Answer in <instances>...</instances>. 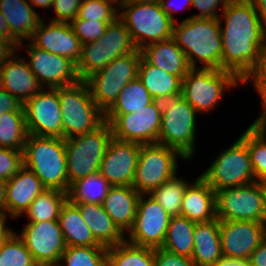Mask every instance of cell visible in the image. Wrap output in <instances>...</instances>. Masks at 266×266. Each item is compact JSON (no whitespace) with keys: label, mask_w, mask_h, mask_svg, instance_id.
Listing matches in <instances>:
<instances>
[{"label":"cell","mask_w":266,"mask_h":266,"mask_svg":"<svg viewBox=\"0 0 266 266\" xmlns=\"http://www.w3.org/2000/svg\"><path fill=\"white\" fill-rule=\"evenodd\" d=\"M221 70L241 81L253 70L266 48V28L251 0H231L223 9Z\"/></svg>","instance_id":"6da1fadb"},{"label":"cell","mask_w":266,"mask_h":266,"mask_svg":"<svg viewBox=\"0 0 266 266\" xmlns=\"http://www.w3.org/2000/svg\"><path fill=\"white\" fill-rule=\"evenodd\" d=\"M172 38L186 54L191 68H214L221 70L222 38L220 21L215 18H186L173 24Z\"/></svg>","instance_id":"7a4b0ae2"},{"label":"cell","mask_w":266,"mask_h":266,"mask_svg":"<svg viewBox=\"0 0 266 266\" xmlns=\"http://www.w3.org/2000/svg\"><path fill=\"white\" fill-rule=\"evenodd\" d=\"M162 115L158 144L177 150L187 161L195 153L196 110L181 93L153 98Z\"/></svg>","instance_id":"3957f363"},{"label":"cell","mask_w":266,"mask_h":266,"mask_svg":"<svg viewBox=\"0 0 266 266\" xmlns=\"http://www.w3.org/2000/svg\"><path fill=\"white\" fill-rule=\"evenodd\" d=\"M23 162L46 189L68 193L70 185L64 138L28 134L23 150Z\"/></svg>","instance_id":"277c9868"},{"label":"cell","mask_w":266,"mask_h":266,"mask_svg":"<svg viewBox=\"0 0 266 266\" xmlns=\"http://www.w3.org/2000/svg\"><path fill=\"white\" fill-rule=\"evenodd\" d=\"M58 97L64 139L95 130L105 121L104 112L94 102L86 81L58 87Z\"/></svg>","instance_id":"5b68a950"},{"label":"cell","mask_w":266,"mask_h":266,"mask_svg":"<svg viewBox=\"0 0 266 266\" xmlns=\"http://www.w3.org/2000/svg\"><path fill=\"white\" fill-rule=\"evenodd\" d=\"M112 138L111 125L104 121L95 130L65 139L69 185L99 172L101 161Z\"/></svg>","instance_id":"8992f818"},{"label":"cell","mask_w":266,"mask_h":266,"mask_svg":"<svg viewBox=\"0 0 266 266\" xmlns=\"http://www.w3.org/2000/svg\"><path fill=\"white\" fill-rule=\"evenodd\" d=\"M137 49L125 24L117 18L108 24L101 38L82 45V56L77 64L78 76L85 81L115 58Z\"/></svg>","instance_id":"52a82bcc"},{"label":"cell","mask_w":266,"mask_h":266,"mask_svg":"<svg viewBox=\"0 0 266 266\" xmlns=\"http://www.w3.org/2000/svg\"><path fill=\"white\" fill-rule=\"evenodd\" d=\"M118 6L124 9L118 18L125 24L138 49L152 42L172 38L174 22L162 11L160 3L119 2Z\"/></svg>","instance_id":"ba28073f"},{"label":"cell","mask_w":266,"mask_h":266,"mask_svg":"<svg viewBox=\"0 0 266 266\" xmlns=\"http://www.w3.org/2000/svg\"><path fill=\"white\" fill-rule=\"evenodd\" d=\"M141 57L140 49L117 57L85 80L94 102L104 113L115 103L122 89L138 77Z\"/></svg>","instance_id":"9c48e42d"},{"label":"cell","mask_w":266,"mask_h":266,"mask_svg":"<svg viewBox=\"0 0 266 266\" xmlns=\"http://www.w3.org/2000/svg\"><path fill=\"white\" fill-rule=\"evenodd\" d=\"M242 81L232 72L214 68H191L182 79L184 99L196 110L204 112L218 104L226 90Z\"/></svg>","instance_id":"30bf717a"},{"label":"cell","mask_w":266,"mask_h":266,"mask_svg":"<svg viewBox=\"0 0 266 266\" xmlns=\"http://www.w3.org/2000/svg\"><path fill=\"white\" fill-rule=\"evenodd\" d=\"M201 177L214 191L256 182L247 143L239 137L223 150Z\"/></svg>","instance_id":"8fae6325"},{"label":"cell","mask_w":266,"mask_h":266,"mask_svg":"<svg viewBox=\"0 0 266 266\" xmlns=\"http://www.w3.org/2000/svg\"><path fill=\"white\" fill-rule=\"evenodd\" d=\"M186 160L177 150L161 144L141 145L132 187L148 195L177 173V158Z\"/></svg>","instance_id":"7c38bea8"},{"label":"cell","mask_w":266,"mask_h":266,"mask_svg":"<svg viewBox=\"0 0 266 266\" xmlns=\"http://www.w3.org/2000/svg\"><path fill=\"white\" fill-rule=\"evenodd\" d=\"M216 215L220 221H255L266 223L263 192L258 181L240 187L215 191Z\"/></svg>","instance_id":"4fadbf2b"},{"label":"cell","mask_w":266,"mask_h":266,"mask_svg":"<svg viewBox=\"0 0 266 266\" xmlns=\"http://www.w3.org/2000/svg\"><path fill=\"white\" fill-rule=\"evenodd\" d=\"M104 115L114 138L142 145L158 143L162 115L153 102L132 113Z\"/></svg>","instance_id":"5bb4252c"},{"label":"cell","mask_w":266,"mask_h":266,"mask_svg":"<svg viewBox=\"0 0 266 266\" xmlns=\"http://www.w3.org/2000/svg\"><path fill=\"white\" fill-rule=\"evenodd\" d=\"M28 134L63 138L58 88H42L24 104Z\"/></svg>","instance_id":"9a60e30c"},{"label":"cell","mask_w":266,"mask_h":266,"mask_svg":"<svg viewBox=\"0 0 266 266\" xmlns=\"http://www.w3.org/2000/svg\"><path fill=\"white\" fill-rule=\"evenodd\" d=\"M145 196L140 195L134 225L125 240L136 246L161 248L171 217L150 195L148 199Z\"/></svg>","instance_id":"2e32d148"},{"label":"cell","mask_w":266,"mask_h":266,"mask_svg":"<svg viewBox=\"0 0 266 266\" xmlns=\"http://www.w3.org/2000/svg\"><path fill=\"white\" fill-rule=\"evenodd\" d=\"M38 266H57L66 244L58 221L29 222L18 234Z\"/></svg>","instance_id":"e0dca14e"},{"label":"cell","mask_w":266,"mask_h":266,"mask_svg":"<svg viewBox=\"0 0 266 266\" xmlns=\"http://www.w3.org/2000/svg\"><path fill=\"white\" fill-rule=\"evenodd\" d=\"M28 43L27 63L43 88L46 85V88L65 87L80 81L77 65L73 61Z\"/></svg>","instance_id":"ac0fdd59"},{"label":"cell","mask_w":266,"mask_h":266,"mask_svg":"<svg viewBox=\"0 0 266 266\" xmlns=\"http://www.w3.org/2000/svg\"><path fill=\"white\" fill-rule=\"evenodd\" d=\"M142 144L112 138L99 173L112 186H132Z\"/></svg>","instance_id":"d6986e66"},{"label":"cell","mask_w":266,"mask_h":266,"mask_svg":"<svg viewBox=\"0 0 266 266\" xmlns=\"http://www.w3.org/2000/svg\"><path fill=\"white\" fill-rule=\"evenodd\" d=\"M220 236L224 257L248 260L266 236V223L220 221Z\"/></svg>","instance_id":"ffe728a7"},{"label":"cell","mask_w":266,"mask_h":266,"mask_svg":"<svg viewBox=\"0 0 266 266\" xmlns=\"http://www.w3.org/2000/svg\"><path fill=\"white\" fill-rule=\"evenodd\" d=\"M30 40L34 46L66 57L76 65L82 56V43L67 22L49 21L47 25L41 19Z\"/></svg>","instance_id":"44dd1931"},{"label":"cell","mask_w":266,"mask_h":266,"mask_svg":"<svg viewBox=\"0 0 266 266\" xmlns=\"http://www.w3.org/2000/svg\"><path fill=\"white\" fill-rule=\"evenodd\" d=\"M46 188L40 179L23 166L13 177L7 180L5 193V211L12 218L21 217L36 197Z\"/></svg>","instance_id":"7402d4cb"},{"label":"cell","mask_w":266,"mask_h":266,"mask_svg":"<svg viewBox=\"0 0 266 266\" xmlns=\"http://www.w3.org/2000/svg\"><path fill=\"white\" fill-rule=\"evenodd\" d=\"M180 216L196 223L209 222L217 218L216 193L201 176L187 185Z\"/></svg>","instance_id":"603a6c76"},{"label":"cell","mask_w":266,"mask_h":266,"mask_svg":"<svg viewBox=\"0 0 266 266\" xmlns=\"http://www.w3.org/2000/svg\"><path fill=\"white\" fill-rule=\"evenodd\" d=\"M24 58L14 55L0 69V86L22 104L43 88Z\"/></svg>","instance_id":"cb8c5ba5"},{"label":"cell","mask_w":266,"mask_h":266,"mask_svg":"<svg viewBox=\"0 0 266 266\" xmlns=\"http://www.w3.org/2000/svg\"><path fill=\"white\" fill-rule=\"evenodd\" d=\"M140 195L132 186H111L102 202L109 217L125 235L134 225Z\"/></svg>","instance_id":"d4e9b609"},{"label":"cell","mask_w":266,"mask_h":266,"mask_svg":"<svg viewBox=\"0 0 266 266\" xmlns=\"http://www.w3.org/2000/svg\"><path fill=\"white\" fill-rule=\"evenodd\" d=\"M141 50L142 57L151 65L157 66L181 80L191 69L186 54L173 38L146 44Z\"/></svg>","instance_id":"484cf974"},{"label":"cell","mask_w":266,"mask_h":266,"mask_svg":"<svg viewBox=\"0 0 266 266\" xmlns=\"http://www.w3.org/2000/svg\"><path fill=\"white\" fill-rule=\"evenodd\" d=\"M0 10L10 30V39L20 46L30 39L41 21L40 16L26 0H0Z\"/></svg>","instance_id":"4316f807"},{"label":"cell","mask_w":266,"mask_h":266,"mask_svg":"<svg viewBox=\"0 0 266 266\" xmlns=\"http://www.w3.org/2000/svg\"><path fill=\"white\" fill-rule=\"evenodd\" d=\"M194 247L190 257L195 266H214L223 256L220 236V220L195 224Z\"/></svg>","instance_id":"83f0119b"},{"label":"cell","mask_w":266,"mask_h":266,"mask_svg":"<svg viewBox=\"0 0 266 266\" xmlns=\"http://www.w3.org/2000/svg\"><path fill=\"white\" fill-rule=\"evenodd\" d=\"M86 222L95 240L108 248L125 241V235L114 224L102 204L73 203Z\"/></svg>","instance_id":"f1b7e54d"},{"label":"cell","mask_w":266,"mask_h":266,"mask_svg":"<svg viewBox=\"0 0 266 266\" xmlns=\"http://www.w3.org/2000/svg\"><path fill=\"white\" fill-rule=\"evenodd\" d=\"M58 222L66 246H102L95 240L79 209L68 199L60 209Z\"/></svg>","instance_id":"f546056e"},{"label":"cell","mask_w":266,"mask_h":266,"mask_svg":"<svg viewBox=\"0 0 266 266\" xmlns=\"http://www.w3.org/2000/svg\"><path fill=\"white\" fill-rule=\"evenodd\" d=\"M138 78L152 98L182 92V80L178 76L149 64L143 57L139 63Z\"/></svg>","instance_id":"4dcf8cb0"},{"label":"cell","mask_w":266,"mask_h":266,"mask_svg":"<svg viewBox=\"0 0 266 266\" xmlns=\"http://www.w3.org/2000/svg\"><path fill=\"white\" fill-rule=\"evenodd\" d=\"M196 222L186 217L175 216L169 220L167 234L162 249L190 258L194 247Z\"/></svg>","instance_id":"1f68e13d"},{"label":"cell","mask_w":266,"mask_h":266,"mask_svg":"<svg viewBox=\"0 0 266 266\" xmlns=\"http://www.w3.org/2000/svg\"><path fill=\"white\" fill-rule=\"evenodd\" d=\"M111 186L97 172L73 182L68 190L67 198L72 203L102 204Z\"/></svg>","instance_id":"d6a6232c"},{"label":"cell","mask_w":266,"mask_h":266,"mask_svg":"<svg viewBox=\"0 0 266 266\" xmlns=\"http://www.w3.org/2000/svg\"><path fill=\"white\" fill-rule=\"evenodd\" d=\"M67 193L57 189H45L25 211L29 222L58 221Z\"/></svg>","instance_id":"836d02e7"},{"label":"cell","mask_w":266,"mask_h":266,"mask_svg":"<svg viewBox=\"0 0 266 266\" xmlns=\"http://www.w3.org/2000/svg\"><path fill=\"white\" fill-rule=\"evenodd\" d=\"M240 137L247 143L256 181L266 178V122H253Z\"/></svg>","instance_id":"e575fe53"},{"label":"cell","mask_w":266,"mask_h":266,"mask_svg":"<svg viewBox=\"0 0 266 266\" xmlns=\"http://www.w3.org/2000/svg\"><path fill=\"white\" fill-rule=\"evenodd\" d=\"M108 266H154V249L136 246L126 240L107 248Z\"/></svg>","instance_id":"d590c367"},{"label":"cell","mask_w":266,"mask_h":266,"mask_svg":"<svg viewBox=\"0 0 266 266\" xmlns=\"http://www.w3.org/2000/svg\"><path fill=\"white\" fill-rule=\"evenodd\" d=\"M27 137L24 111L0 115V147L23 151Z\"/></svg>","instance_id":"8d00e7d4"},{"label":"cell","mask_w":266,"mask_h":266,"mask_svg":"<svg viewBox=\"0 0 266 266\" xmlns=\"http://www.w3.org/2000/svg\"><path fill=\"white\" fill-rule=\"evenodd\" d=\"M152 102V96L137 77L122 89L115 103L104 114H128Z\"/></svg>","instance_id":"74e56055"},{"label":"cell","mask_w":266,"mask_h":266,"mask_svg":"<svg viewBox=\"0 0 266 266\" xmlns=\"http://www.w3.org/2000/svg\"><path fill=\"white\" fill-rule=\"evenodd\" d=\"M188 184L175 174L148 195L157 201L170 217L180 216L184 191Z\"/></svg>","instance_id":"f35d334b"},{"label":"cell","mask_w":266,"mask_h":266,"mask_svg":"<svg viewBox=\"0 0 266 266\" xmlns=\"http://www.w3.org/2000/svg\"><path fill=\"white\" fill-rule=\"evenodd\" d=\"M66 262L67 266H106L107 248L104 246H66L59 264Z\"/></svg>","instance_id":"ab89813d"},{"label":"cell","mask_w":266,"mask_h":266,"mask_svg":"<svg viewBox=\"0 0 266 266\" xmlns=\"http://www.w3.org/2000/svg\"><path fill=\"white\" fill-rule=\"evenodd\" d=\"M0 266H38L19 235L13 232L0 243Z\"/></svg>","instance_id":"60d3db41"},{"label":"cell","mask_w":266,"mask_h":266,"mask_svg":"<svg viewBox=\"0 0 266 266\" xmlns=\"http://www.w3.org/2000/svg\"><path fill=\"white\" fill-rule=\"evenodd\" d=\"M115 3L119 4V0H83L77 18L113 23L119 16Z\"/></svg>","instance_id":"b9f144b4"},{"label":"cell","mask_w":266,"mask_h":266,"mask_svg":"<svg viewBox=\"0 0 266 266\" xmlns=\"http://www.w3.org/2000/svg\"><path fill=\"white\" fill-rule=\"evenodd\" d=\"M253 80L254 87L257 92L260 94L263 111L259 115L254 123H265L266 122V48L262 52L261 58L258 63L254 66L253 70L245 77L242 83L250 82Z\"/></svg>","instance_id":"7bdbcfd3"},{"label":"cell","mask_w":266,"mask_h":266,"mask_svg":"<svg viewBox=\"0 0 266 266\" xmlns=\"http://www.w3.org/2000/svg\"><path fill=\"white\" fill-rule=\"evenodd\" d=\"M70 24L76 37L83 45L101 38L109 23L99 20H83L75 18Z\"/></svg>","instance_id":"ee69618b"},{"label":"cell","mask_w":266,"mask_h":266,"mask_svg":"<svg viewBox=\"0 0 266 266\" xmlns=\"http://www.w3.org/2000/svg\"><path fill=\"white\" fill-rule=\"evenodd\" d=\"M23 166V151L0 147V178L9 180Z\"/></svg>","instance_id":"f6af8a7d"},{"label":"cell","mask_w":266,"mask_h":266,"mask_svg":"<svg viewBox=\"0 0 266 266\" xmlns=\"http://www.w3.org/2000/svg\"><path fill=\"white\" fill-rule=\"evenodd\" d=\"M82 1L83 0H54L52 8H54L57 17H54L51 21L71 23L77 18Z\"/></svg>","instance_id":"bcb514c9"},{"label":"cell","mask_w":266,"mask_h":266,"mask_svg":"<svg viewBox=\"0 0 266 266\" xmlns=\"http://www.w3.org/2000/svg\"><path fill=\"white\" fill-rule=\"evenodd\" d=\"M154 266H195V263L191 258L156 248L154 249Z\"/></svg>","instance_id":"7dc6e473"},{"label":"cell","mask_w":266,"mask_h":266,"mask_svg":"<svg viewBox=\"0 0 266 266\" xmlns=\"http://www.w3.org/2000/svg\"><path fill=\"white\" fill-rule=\"evenodd\" d=\"M231 0H192V5L193 7H196L200 13L191 16V18H201V19H206V18H215L219 19V14L217 13V9L219 7L220 2H222V11L226 7V5L230 2Z\"/></svg>","instance_id":"c3c4849f"},{"label":"cell","mask_w":266,"mask_h":266,"mask_svg":"<svg viewBox=\"0 0 266 266\" xmlns=\"http://www.w3.org/2000/svg\"><path fill=\"white\" fill-rule=\"evenodd\" d=\"M13 111H24L23 104L0 86V115Z\"/></svg>","instance_id":"681fc988"},{"label":"cell","mask_w":266,"mask_h":266,"mask_svg":"<svg viewBox=\"0 0 266 266\" xmlns=\"http://www.w3.org/2000/svg\"><path fill=\"white\" fill-rule=\"evenodd\" d=\"M18 45L16 41L0 36V69L8 60L16 55Z\"/></svg>","instance_id":"f907efd6"},{"label":"cell","mask_w":266,"mask_h":266,"mask_svg":"<svg viewBox=\"0 0 266 266\" xmlns=\"http://www.w3.org/2000/svg\"><path fill=\"white\" fill-rule=\"evenodd\" d=\"M248 260L251 266H266V236Z\"/></svg>","instance_id":"816d5d0a"},{"label":"cell","mask_w":266,"mask_h":266,"mask_svg":"<svg viewBox=\"0 0 266 266\" xmlns=\"http://www.w3.org/2000/svg\"><path fill=\"white\" fill-rule=\"evenodd\" d=\"M6 213L8 212L5 210L0 211V243L3 240H6L14 232L10 228L6 227V220L8 216Z\"/></svg>","instance_id":"f5cc1de1"},{"label":"cell","mask_w":266,"mask_h":266,"mask_svg":"<svg viewBox=\"0 0 266 266\" xmlns=\"http://www.w3.org/2000/svg\"><path fill=\"white\" fill-rule=\"evenodd\" d=\"M214 266H251L249 260L232 259L222 256Z\"/></svg>","instance_id":"db71d44e"},{"label":"cell","mask_w":266,"mask_h":266,"mask_svg":"<svg viewBox=\"0 0 266 266\" xmlns=\"http://www.w3.org/2000/svg\"><path fill=\"white\" fill-rule=\"evenodd\" d=\"M185 1V7H187V5L191 6L192 5V0H184ZM173 1L172 0H161L160 1V5H161V8H162V11L164 13H166L173 22L174 21V17H173V12H175V6L173 5ZM177 8V6H176Z\"/></svg>","instance_id":"11a10c76"},{"label":"cell","mask_w":266,"mask_h":266,"mask_svg":"<svg viewBox=\"0 0 266 266\" xmlns=\"http://www.w3.org/2000/svg\"><path fill=\"white\" fill-rule=\"evenodd\" d=\"M254 4L257 14L260 17L262 25L266 28V0H251Z\"/></svg>","instance_id":"9f6ffc18"},{"label":"cell","mask_w":266,"mask_h":266,"mask_svg":"<svg viewBox=\"0 0 266 266\" xmlns=\"http://www.w3.org/2000/svg\"><path fill=\"white\" fill-rule=\"evenodd\" d=\"M0 36L10 39L9 25L0 10Z\"/></svg>","instance_id":"6f0895ef"},{"label":"cell","mask_w":266,"mask_h":266,"mask_svg":"<svg viewBox=\"0 0 266 266\" xmlns=\"http://www.w3.org/2000/svg\"><path fill=\"white\" fill-rule=\"evenodd\" d=\"M7 180L0 178V211L5 210V193Z\"/></svg>","instance_id":"680465c9"},{"label":"cell","mask_w":266,"mask_h":266,"mask_svg":"<svg viewBox=\"0 0 266 266\" xmlns=\"http://www.w3.org/2000/svg\"><path fill=\"white\" fill-rule=\"evenodd\" d=\"M54 0H29V3L32 6H36L39 8H52Z\"/></svg>","instance_id":"91938a15"},{"label":"cell","mask_w":266,"mask_h":266,"mask_svg":"<svg viewBox=\"0 0 266 266\" xmlns=\"http://www.w3.org/2000/svg\"><path fill=\"white\" fill-rule=\"evenodd\" d=\"M161 0H119V2L135 3V4H148L160 3Z\"/></svg>","instance_id":"94428289"},{"label":"cell","mask_w":266,"mask_h":266,"mask_svg":"<svg viewBox=\"0 0 266 266\" xmlns=\"http://www.w3.org/2000/svg\"><path fill=\"white\" fill-rule=\"evenodd\" d=\"M258 183H259L261 190L263 192L265 212H266V178L259 180Z\"/></svg>","instance_id":"6125c7cd"}]
</instances>
